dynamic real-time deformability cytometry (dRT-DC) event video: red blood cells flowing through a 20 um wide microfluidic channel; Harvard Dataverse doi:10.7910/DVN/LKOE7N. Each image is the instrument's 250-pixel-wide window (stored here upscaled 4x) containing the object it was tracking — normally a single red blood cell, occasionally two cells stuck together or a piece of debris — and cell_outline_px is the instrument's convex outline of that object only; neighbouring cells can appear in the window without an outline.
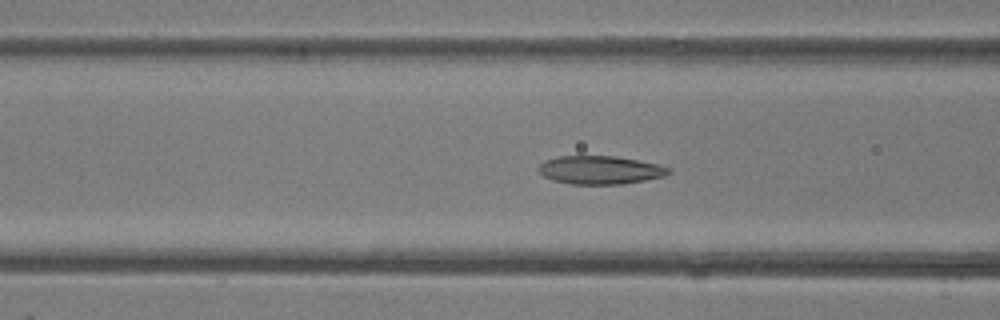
{"species": "common noctule bat (a hibernating species)", "species_latin": "Nyctalus noctula", "temperature_condition": "room temperature", "stored_images_in_passage": 46, "camera_frame_rate_fps": 3000, "um_per_image_px": 0.085, "animal": {"sex": "female"}, "frame": {"image": 1, "passage_image": 17, "time_ms": 5.333, "image_size_px": [1000, 320], "cell_outline_px": [[672, 172], [664, 176], [624, 184], [572, 184], [552, 180], [544, 176], [536, 168], [544, 160], [560, 156], [616, 156], [660, 164], [672, 168]], "centroid_in_image_um": [51.03, 14.44], "position_along_channel_um": 115.6, "area_um2": 21.62}}
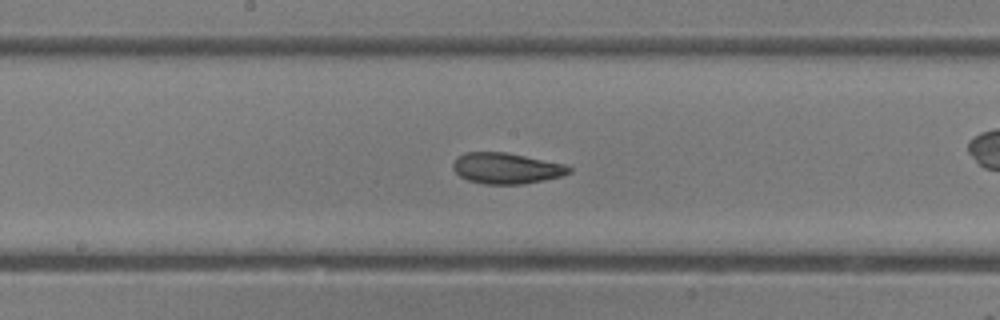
{"frame": {"image": 2, "passage_image": 23, "time_ms": 7.333, "image_size_px": [1000, 320], "cell_outline_px": [[572, 172], [560, 176], [544, 180], [524, 184], [484, 184], [468, 180], [460, 176], [452, 168], [452, 164], [456, 156], [464, 152], [504, 152], [564, 164], [572, 168]], "centroid_in_image_um": [43.0, 14.3], "position_along_channel_um": 205.2, "area_um2": 20.87}}
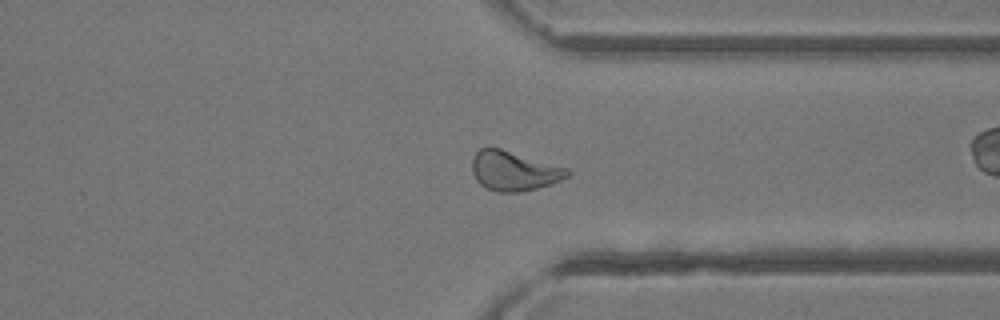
{"frame": {"image": 3, "passage_image": 34, "time_ms": 11.0, "image_size_px": [1000, 320], "cell_outline_px": [[572, 172], [568, 176], [552, 184], [520, 192], [496, 192], [480, 184], [476, 180], [472, 172], [472, 156], [480, 148], [500, 148], [568, 168]], "centroid_in_image_um": [43.68, 14.53], "position_along_channel_um": 367.7, "area_um2": 21.96}, "authors_computed_cell_mechanics": {"area_um2": 21.964, "velocity_mm_per_s": 4.4614, "shape_relaxation_time_tau1_ms": 4.3107, "shape_relaxation_time_tau2_ms": 1.6468, "deformation_change_tau1": 0.1389, "deformation_change_tau2": 0.0721}}